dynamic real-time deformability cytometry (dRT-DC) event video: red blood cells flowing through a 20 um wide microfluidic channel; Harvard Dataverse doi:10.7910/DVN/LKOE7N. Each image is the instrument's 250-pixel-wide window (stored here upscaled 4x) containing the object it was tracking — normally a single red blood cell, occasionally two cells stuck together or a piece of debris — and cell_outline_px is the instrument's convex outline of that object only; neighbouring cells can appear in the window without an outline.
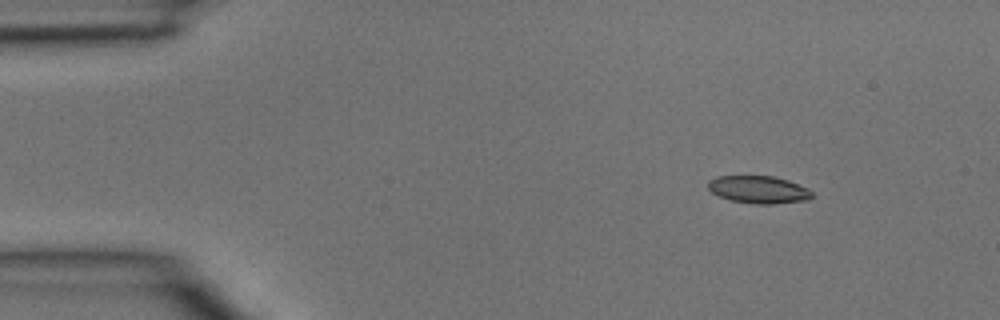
{"species": "common noctule bat (a hibernating species)", "species_latin": "Nyctalus noctula", "temperature_condition": "room temperature", "stored_images_in_passage": 4, "segment_of_instrument_passage": [1, 2], "camera_frame_rate_fps": 3000, "um_per_image_px": 0.085, "animal": {"sex": "male", "body_mass_g": 15.6}, "frame": {"image": 1, "passage_image": 1, "time_ms": 0.0, "image_size_px": [1000, 320], "cell_outline_px": [[812, 196], [804, 200], [772, 204], [756, 204], [732, 200], [720, 196], [712, 192], [708, 188], [708, 180], [716, 176], [772, 176], [788, 180], [808, 188], [812, 192]], "centroid_in_image_um": [64.46, 16.1], "position_along_channel_um": 20.5, "area_um2": 16.47}}
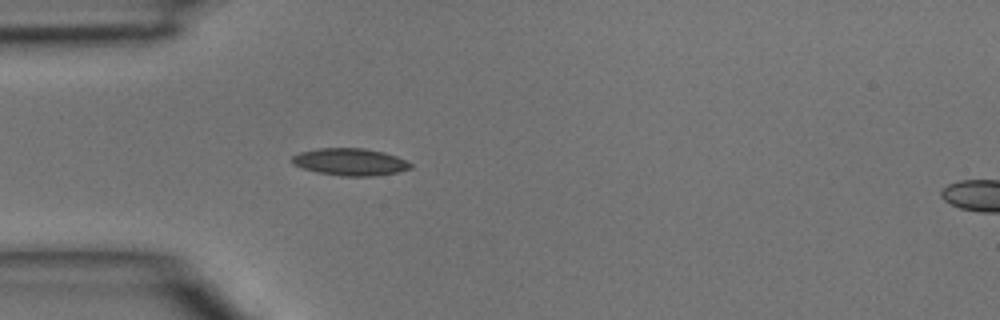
{"frame": {"image": 2, "passage_image": 3, "time_ms": 0.667, "image_size_px": [1000, 320], "cell_outline_px": [[412, 168], [400, 172], [376, 176], [340, 176], [316, 172], [292, 164], [292, 156], [300, 152], [320, 148], [364, 148], [384, 152], [396, 156], [412, 164]], "centroid_in_image_um": [29.78, 13.77], "position_along_channel_um": 55.2, "area_um2": 18.84}}